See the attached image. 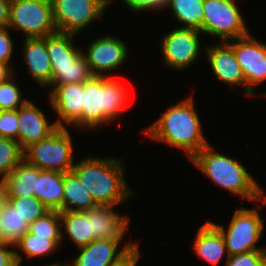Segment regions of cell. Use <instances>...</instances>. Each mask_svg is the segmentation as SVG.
I'll return each instance as SVG.
<instances>
[{
	"label": "cell",
	"mask_w": 266,
	"mask_h": 266,
	"mask_svg": "<svg viewBox=\"0 0 266 266\" xmlns=\"http://www.w3.org/2000/svg\"><path fill=\"white\" fill-rule=\"evenodd\" d=\"M201 126L191 96L167 108L157 121L144 129V133L170 147L184 149L183 151L191 160L210 143L206 140Z\"/></svg>",
	"instance_id": "cell-1"
},
{
	"label": "cell",
	"mask_w": 266,
	"mask_h": 266,
	"mask_svg": "<svg viewBox=\"0 0 266 266\" xmlns=\"http://www.w3.org/2000/svg\"><path fill=\"white\" fill-rule=\"evenodd\" d=\"M73 143L67 127H59L47 138L23 151L24 159L41 170L69 172L74 167Z\"/></svg>",
	"instance_id": "cell-5"
},
{
	"label": "cell",
	"mask_w": 266,
	"mask_h": 266,
	"mask_svg": "<svg viewBox=\"0 0 266 266\" xmlns=\"http://www.w3.org/2000/svg\"><path fill=\"white\" fill-rule=\"evenodd\" d=\"M63 173L38 168L34 196L50 210L63 211Z\"/></svg>",
	"instance_id": "cell-20"
},
{
	"label": "cell",
	"mask_w": 266,
	"mask_h": 266,
	"mask_svg": "<svg viewBox=\"0 0 266 266\" xmlns=\"http://www.w3.org/2000/svg\"><path fill=\"white\" fill-rule=\"evenodd\" d=\"M12 65L0 61V83L5 82L14 75Z\"/></svg>",
	"instance_id": "cell-40"
},
{
	"label": "cell",
	"mask_w": 266,
	"mask_h": 266,
	"mask_svg": "<svg viewBox=\"0 0 266 266\" xmlns=\"http://www.w3.org/2000/svg\"><path fill=\"white\" fill-rule=\"evenodd\" d=\"M200 33L197 29L178 27L165 34L161 40L164 64L177 70L191 67L201 54Z\"/></svg>",
	"instance_id": "cell-10"
},
{
	"label": "cell",
	"mask_w": 266,
	"mask_h": 266,
	"mask_svg": "<svg viewBox=\"0 0 266 266\" xmlns=\"http://www.w3.org/2000/svg\"><path fill=\"white\" fill-rule=\"evenodd\" d=\"M4 244V242L2 241L1 237H0V247Z\"/></svg>",
	"instance_id": "cell-43"
},
{
	"label": "cell",
	"mask_w": 266,
	"mask_h": 266,
	"mask_svg": "<svg viewBox=\"0 0 266 266\" xmlns=\"http://www.w3.org/2000/svg\"><path fill=\"white\" fill-rule=\"evenodd\" d=\"M124 41L118 37L101 36L93 40L84 54L87 65L93 76H107L104 72L114 71L127 60L128 49ZM107 71V72H106Z\"/></svg>",
	"instance_id": "cell-12"
},
{
	"label": "cell",
	"mask_w": 266,
	"mask_h": 266,
	"mask_svg": "<svg viewBox=\"0 0 266 266\" xmlns=\"http://www.w3.org/2000/svg\"><path fill=\"white\" fill-rule=\"evenodd\" d=\"M116 206L98 205L89 210L95 239L122 240L129 228L130 218L115 212Z\"/></svg>",
	"instance_id": "cell-17"
},
{
	"label": "cell",
	"mask_w": 266,
	"mask_h": 266,
	"mask_svg": "<svg viewBox=\"0 0 266 266\" xmlns=\"http://www.w3.org/2000/svg\"><path fill=\"white\" fill-rule=\"evenodd\" d=\"M203 26L200 31L230 41L249 33L236 0H203Z\"/></svg>",
	"instance_id": "cell-8"
},
{
	"label": "cell",
	"mask_w": 266,
	"mask_h": 266,
	"mask_svg": "<svg viewBox=\"0 0 266 266\" xmlns=\"http://www.w3.org/2000/svg\"><path fill=\"white\" fill-rule=\"evenodd\" d=\"M24 61L28 72L38 85L47 88L52 80L51 61L47 51V36L25 38Z\"/></svg>",
	"instance_id": "cell-18"
},
{
	"label": "cell",
	"mask_w": 266,
	"mask_h": 266,
	"mask_svg": "<svg viewBox=\"0 0 266 266\" xmlns=\"http://www.w3.org/2000/svg\"><path fill=\"white\" fill-rule=\"evenodd\" d=\"M11 0H0V28H5L9 22Z\"/></svg>",
	"instance_id": "cell-39"
},
{
	"label": "cell",
	"mask_w": 266,
	"mask_h": 266,
	"mask_svg": "<svg viewBox=\"0 0 266 266\" xmlns=\"http://www.w3.org/2000/svg\"><path fill=\"white\" fill-rule=\"evenodd\" d=\"M8 27L0 28V61L10 64L13 53V40Z\"/></svg>",
	"instance_id": "cell-37"
},
{
	"label": "cell",
	"mask_w": 266,
	"mask_h": 266,
	"mask_svg": "<svg viewBox=\"0 0 266 266\" xmlns=\"http://www.w3.org/2000/svg\"><path fill=\"white\" fill-rule=\"evenodd\" d=\"M123 161L89 155L75 163L71 171L98 205L117 206L135 194L126 183Z\"/></svg>",
	"instance_id": "cell-2"
},
{
	"label": "cell",
	"mask_w": 266,
	"mask_h": 266,
	"mask_svg": "<svg viewBox=\"0 0 266 266\" xmlns=\"http://www.w3.org/2000/svg\"><path fill=\"white\" fill-rule=\"evenodd\" d=\"M110 4L113 2V1H115V0H107Z\"/></svg>",
	"instance_id": "cell-44"
},
{
	"label": "cell",
	"mask_w": 266,
	"mask_h": 266,
	"mask_svg": "<svg viewBox=\"0 0 266 266\" xmlns=\"http://www.w3.org/2000/svg\"><path fill=\"white\" fill-rule=\"evenodd\" d=\"M7 201V191L4 181L0 180V208H2Z\"/></svg>",
	"instance_id": "cell-41"
},
{
	"label": "cell",
	"mask_w": 266,
	"mask_h": 266,
	"mask_svg": "<svg viewBox=\"0 0 266 266\" xmlns=\"http://www.w3.org/2000/svg\"><path fill=\"white\" fill-rule=\"evenodd\" d=\"M7 27L22 31L25 38L57 32L51 0H11Z\"/></svg>",
	"instance_id": "cell-6"
},
{
	"label": "cell",
	"mask_w": 266,
	"mask_h": 266,
	"mask_svg": "<svg viewBox=\"0 0 266 266\" xmlns=\"http://www.w3.org/2000/svg\"><path fill=\"white\" fill-rule=\"evenodd\" d=\"M83 93L84 83H67L51 88L49 103L57 113L55 122L59 127L75 125L82 128Z\"/></svg>",
	"instance_id": "cell-13"
},
{
	"label": "cell",
	"mask_w": 266,
	"mask_h": 266,
	"mask_svg": "<svg viewBox=\"0 0 266 266\" xmlns=\"http://www.w3.org/2000/svg\"><path fill=\"white\" fill-rule=\"evenodd\" d=\"M139 244L129 248L127 252L122 255L111 266H136L140 256Z\"/></svg>",
	"instance_id": "cell-38"
},
{
	"label": "cell",
	"mask_w": 266,
	"mask_h": 266,
	"mask_svg": "<svg viewBox=\"0 0 266 266\" xmlns=\"http://www.w3.org/2000/svg\"><path fill=\"white\" fill-rule=\"evenodd\" d=\"M92 76L86 58L81 53L72 63L66 68H52V80L48 87L53 88L56 85L67 83H84Z\"/></svg>",
	"instance_id": "cell-28"
},
{
	"label": "cell",
	"mask_w": 266,
	"mask_h": 266,
	"mask_svg": "<svg viewBox=\"0 0 266 266\" xmlns=\"http://www.w3.org/2000/svg\"><path fill=\"white\" fill-rule=\"evenodd\" d=\"M51 3L57 31L75 35L101 19L110 5L107 0H51Z\"/></svg>",
	"instance_id": "cell-9"
},
{
	"label": "cell",
	"mask_w": 266,
	"mask_h": 266,
	"mask_svg": "<svg viewBox=\"0 0 266 266\" xmlns=\"http://www.w3.org/2000/svg\"><path fill=\"white\" fill-rule=\"evenodd\" d=\"M125 84L108 76H91L84 82L82 128L97 126L118 119L126 111L128 92Z\"/></svg>",
	"instance_id": "cell-4"
},
{
	"label": "cell",
	"mask_w": 266,
	"mask_h": 266,
	"mask_svg": "<svg viewBox=\"0 0 266 266\" xmlns=\"http://www.w3.org/2000/svg\"><path fill=\"white\" fill-rule=\"evenodd\" d=\"M14 76L0 83V110H15L23 106L29 99L23 97L22 91L16 85Z\"/></svg>",
	"instance_id": "cell-32"
},
{
	"label": "cell",
	"mask_w": 266,
	"mask_h": 266,
	"mask_svg": "<svg viewBox=\"0 0 266 266\" xmlns=\"http://www.w3.org/2000/svg\"><path fill=\"white\" fill-rule=\"evenodd\" d=\"M7 201L14 206L22 218L30 225L37 218L50 211L35 196L32 197H7Z\"/></svg>",
	"instance_id": "cell-31"
},
{
	"label": "cell",
	"mask_w": 266,
	"mask_h": 266,
	"mask_svg": "<svg viewBox=\"0 0 266 266\" xmlns=\"http://www.w3.org/2000/svg\"><path fill=\"white\" fill-rule=\"evenodd\" d=\"M120 243L121 240L96 239L87 246L77 248L79 255L70 266H111L129 248L137 244L128 242L118 251Z\"/></svg>",
	"instance_id": "cell-16"
},
{
	"label": "cell",
	"mask_w": 266,
	"mask_h": 266,
	"mask_svg": "<svg viewBox=\"0 0 266 266\" xmlns=\"http://www.w3.org/2000/svg\"><path fill=\"white\" fill-rule=\"evenodd\" d=\"M24 159L16 140L0 137V177L3 179Z\"/></svg>",
	"instance_id": "cell-30"
},
{
	"label": "cell",
	"mask_w": 266,
	"mask_h": 266,
	"mask_svg": "<svg viewBox=\"0 0 266 266\" xmlns=\"http://www.w3.org/2000/svg\"><path fill=\"white\" fill-rule=\"evenodd\" d=\"M61 228L59 211L50 210L42 217L37 218L29 225V232L42 238H62L65 237Z\"/></svg>",
	"instance_id": "cell-29"
},
{
	"label": "cell",
	"mask_w": 266,
	"mask_h": 266,
	"mask_svg": "<svg viewBox=\"0 0 266 266\" xmlns=\"http://www.w3.org/2000/svg\"><path fill=\"white\" fill-rule=\"evenodd\" d=\"M204 48L215 77L229 86H244L246 93L244 73L236 60L232 46L228 42L220 41L218 45H206Z\"/></svg>",
	"instance_id": "cell-15"
},
{
	"label": "cell",
	"mask_w": 266,
	"mask_h": 266,
	"mask_svg": "<svg viewBox=\"0 0 266 266\" xmlns=\"http://www.w3.org/2000/svg\"><path fill=\"white\" fill-rule=\"evenodd\" d=\"M8 247L13 249H8ZM20 254L17 249H14V245L4 243L0 247V266H21L23 255Z\"/></svg>",
	"instance_id": "cell-36"
},
{
	"label": "cell",
	"mask_w": 266,
	"mask_h": 266,
	"mask_svg": "<svg viewBox=\"0 0 266 266\" xmlns=\"http://www.w3.org/2000/svg\"><path fill=\"white\" fill-rule=\"evenodd\" d=\"M233 48L246 80V95L254 94V86L266 80V43L251 34L227 41Z\"/></svg>",
	"instance_id": "cell-11"
},
{
	"label": "cell",
	"mask_w": 266,
	"mask_h": 266,
	"mask_svg": "<svg viewBox=\"0 0 266 266\" xmlns=\"http://www.w3.org/2000/svg\"><path fill=\"white\" fill-rule=\"evenodd\" d=\"M225 239L227 256L246 253L253 250H266V247H257L264 229V222L254 208H237L227 232L223 225L211 221Z\"/></svg>",
	"instance_id": "cell-7"
},
{
	"label": "cell",
	"mask_w": 266,
	"mask_h": 266,
	"mask_svg": "<svg viewBox=\"0 0 266 266\" xmlns=\"http://www.w3.org/2000/svg\"><path fill=\"white\" fill-rule=\"evenodd\" d=\"M46 266H70V264H66V263L65 264L64 263L60 264L58 262H54V263L48 264Z\"/></svg>",
	"instance_id": "cell-42"
},
{
	"label": "cell",
	"mask_w": 266,
	"mask_h": 266,
	"mask_svg": "<svg viewBox=\"0 0 266 266\" xmlns=\"http://www.w3.org/2000/svg\"><path fill=\"white\" fill-rule=\"evenodd\" d=\"M226 259V266H266V250L235 254Z\"/></svg>",
	"instance_id": "cell-33"
},
{
	"label": "cell",
	"mask_w": 266,
	"mask_h": 266,
	"mask_svg": "<svg viewBox=\"0 0 266 266\" xmlns=\"http://www.w3.org/2000/svg\"><path fill=\"white\" fill-rule=\"evenodd\" d=\"M18 123L17 142L23 151L59 128L56 122L50 124L44 112L30 99L18 108Z\"/></svg>",
	"instance_id": "cell-14"
},
{
	"label": "cell",
	"mask_w": 266,
	"mask_h": 266,
	"mask_svg": "<svg viewBox=\"0 0 266 266\" xmlns=\"http://www.w3.org/2000/svg\"><path fill=\"white\" fill-rule=\"evenodd\" d=\"M214 151L208 144L190 161L212 182L229 191L231 195L266 204V195L246 167L240 161Z\"/></svg>",
	"instance_id": "cell-3"
},
{
	"label": "cell",
	"mask_w": 266,
	"mask_h": 266,
	"mask_svg": "<svg viewBox=\"0 0 266 266\" xmlns=\"http://www.w3.org/2000/svg\"><path fill=\"white\" fill-rule=\"evenodd\" d=\"M29 224L8 201L0 211V237L4 243L14 245L25 233Z\"/></svg>",
	"instance_id": "cell-25"
},
{
	"label": "cell",
	"mask_w": 266,
	"mask_h": 266,
	"mask_svg": "<svg viewBox=\"0 0 266 266\" xmlns=\"http://www.w3.org/2000/svg\"><path fill=\"white\" fill-rule=\"evenodd\" d=\"M122 3L133 12H142L147 10H164L169 0H121Z\"/></svg>",
	"instance_id": "cell-35"
},
{
	"label": "cell",
	"mask_w": 266,
	"mask_h": 266,
	"mask_svg": "<svg viewBox=\"0 0 266 266\" xmlns=\"http://www.w3.org/2000/svg\"><path fill=\"white\" fill-rule=\"evenodd\" d=\"M63 211H88L98 204L72 172L63 173Z\"/></svg>",
	"instance_id": "cell-24"
},
{
	"label": "cell",
	"mask_w": 266,
	"mask_h": 266,
	"mask_svg": "<svg viewBox=\"0 0 266 266\" xmlns=\"http://www.w3.org/2000/svg\"><path fill=\"white\" fill-rule=\"evenodd\" d=\"M61 242L62 238H42L27 232L14 244V247L19 248L27 258L31 259L54 253Z\"/></svg>",
	"instance_id": "cell-27"
},
{
	"label": "cell",
	"mask_w": 266,
	"mask_h": 266,
	"mask_svg": "<svg viewBox=\"0 0 266 266\" xmlns=\"http://www.w3.org/2000/svg\"><path fill=\"white\" fill-rule=\"evenodd\" d=\"M75 36V34L58 31L47 35V51L51 68L70 67L73 61L82 53L81 48L74 46Z\"/></svg>",
	"instance_id": "cell-22"
},
{
	"label": "cell",
	"mask_w": 266,
	"mask_h": 266,
	"mask_svg": "<svg viewBox=\"0 0 266 266\" xmlns=\"http://www.w3.org/2000/svg\"><path fill=\"white\" fill-rule=\"evenodd\" d=\"M38 167L23 159L12 172L2 180L5 183L7 197H32L36 190Z\"/></svg>",
	"instance_id": "cell-21"
},
{
	"label": "cell",
	"mask_w": 266,
	"mask_h": 266,
	"mask_svg": "<svg viewBox=\"0 0 266 266\" xmlns=\"http://www.w3.org/2000/svg\"><path fill=\"white\" fill-rule=\"evenodd\" d=\"M59 215L62 221L61 228L78 248L87 246L96 240L92 232L91 220H89V210L62 211Z\"/></svg>",
	"instance_id": "cell-23"
},
{
	"label": "cell",
	"mask_w": 266,
	"mask_h": 266,
	"mask_svg": "<svg viewBox=\"0 0 266 266\" xmlns=\"http://www.w3.org/2000/svg\"><path fill=\"white\" fill-rule=\"evenodd\" d=\"M18 109L0 110V137L17 141Z\"/></svg>",
	"instance_id": "cell-34"
},
{
	"label": "cell",
	"mask_w": 266,
	"mask_h": 266,
	"mask_svg": "<svg viewBox=\"0 0 266 266\" xmlns=\"http://www.w3.org/2000/svg\"><path fill=\"white\" fill-rule=\"evenodd\" d=\"M166 8L172 10V15L182 23V28H192L200 31L203 26V0H169Z\"/></svg>",
	"instance_id": "cell-26"
},
{
	"label": "cell",
	"mask_w": 266,
	"mask_h": 266,
	"mask_svg": "<svg viewBox=\"0 0 266 266\" xmlns=\"http://www.w3.org/2000/svg\"><path fill=\"white\" fill-rule=\"evenodd\" d=\"M193 248L198 257L205 259L213 266H218L224 254H227L225 239L211 221H206L199 228Z\"/></svg>",
	"instance_id": "cell-19"
}]
</instances>
